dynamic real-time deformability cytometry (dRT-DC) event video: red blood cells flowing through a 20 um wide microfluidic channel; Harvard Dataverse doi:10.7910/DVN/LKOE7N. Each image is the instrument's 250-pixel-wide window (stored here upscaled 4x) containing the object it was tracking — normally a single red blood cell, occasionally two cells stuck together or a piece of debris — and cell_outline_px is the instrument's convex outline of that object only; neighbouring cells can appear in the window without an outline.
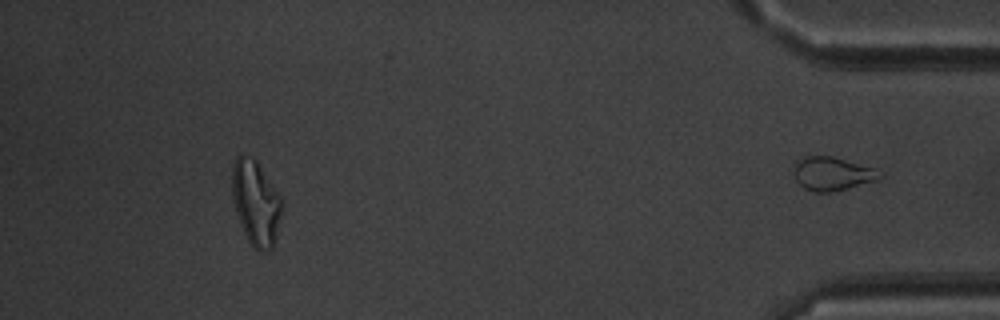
{"species": "common noctule bat (a hibernating species)", "species_latin": "Nyctalus noctula", "temperature_condition": "warm", "stored_images_in_passage": 48, "segment_of_instrument_passage": [2, 2], "camera_frame_rate_fps": 3000, "um_per_image_px": 0.085, "animal": {"sex": "male", "body_mass_g": 20.1, "forearm_length_mm": 53.5}, "frame": {"image": 1, "passage_image": 48, "time_ms": 15.667, "image_size_px": [1000, 320], "cell_outline_px": [[884, 176], [880, 180], [832, 192], [816, 192], [804, 188], [796, 180], [792, 172], [796, 160], [804, 156], [832, 156], [872, 168]], "centroid_in_image_um": [70.71, 14.77], "position_along_channel_um": 364.5, "area_um2": 16.82}}